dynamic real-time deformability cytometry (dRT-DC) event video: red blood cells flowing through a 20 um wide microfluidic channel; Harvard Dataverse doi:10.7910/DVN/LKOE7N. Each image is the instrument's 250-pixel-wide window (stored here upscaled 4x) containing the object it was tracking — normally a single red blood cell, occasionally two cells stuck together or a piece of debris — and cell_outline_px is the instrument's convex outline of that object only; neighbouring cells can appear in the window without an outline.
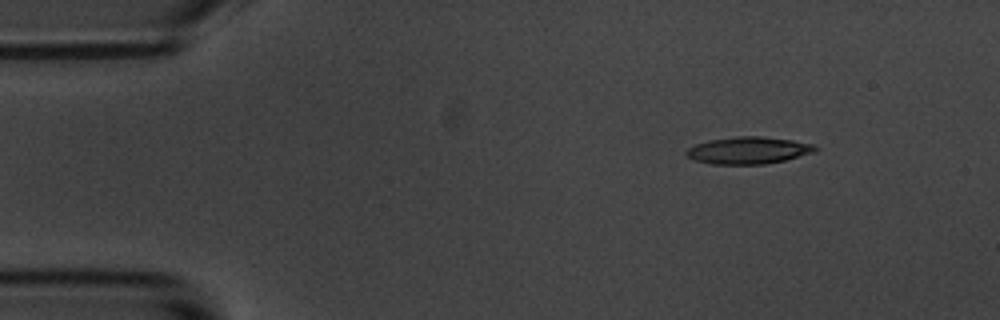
{"species": "common noctule bat (a hibernating species)", "species_latin": "Nyctalus noctula", "temperature_condition": "room temperature", "stored_images_in_passage": 4, "camera_frame_rate_fps": 3000, "um_per_image_px": 0.085, "animal": {"sex": "male", "body_mass_g": 20.1, "forearm_length_mm": 53.5}, "frame": {"image": 1, "passage_image": 1, "time_ms": 0.0, "image_size_px": [1000, 320], "cell_outline_px": [[820, 148], [816, 152], [784, 160], [764, 164], [712, 164], [696, 160], [688, 156], [684, 152], [688, 148], [696, 144], [708, 140], [736, 136], [760, 136], [792, 140], [812, 144]], "centroid_in_image_um": [63.63, 12.77], "position_along_channel_um": 21.4, "area_um2": 20.29}}